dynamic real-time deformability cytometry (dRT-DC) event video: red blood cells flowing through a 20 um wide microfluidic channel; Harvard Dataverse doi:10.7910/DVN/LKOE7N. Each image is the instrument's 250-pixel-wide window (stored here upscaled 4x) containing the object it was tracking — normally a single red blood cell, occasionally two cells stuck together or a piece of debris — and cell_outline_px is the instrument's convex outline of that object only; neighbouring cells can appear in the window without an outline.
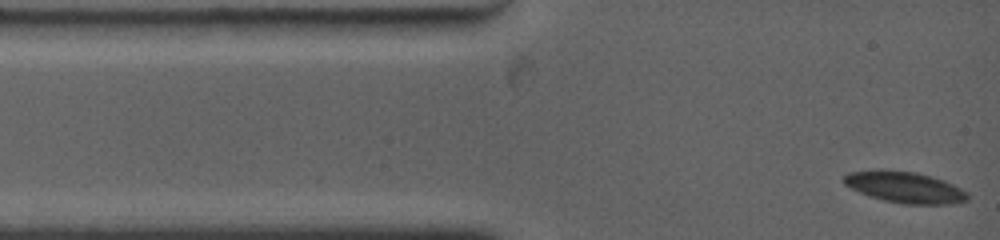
{"species": "common noctule bat (a hibernating species)", "species_latin": "Nyctalus noctula", "temperature_condition": "warm", "stored_images_in_passage": 57, "camera_frame_rate_fps": 4500, "um_per_image_px": 0.085, "animal": {"sex": "female", "body_mass_g": 19.0, "forearm_length_mm": 53.3}, "frame": {"image": 1, "passage_image": 1, "time_ms": 0.0, "image_size_px": [1000, 240], "cell_outline_px": [[968, 200], [952, 204], [904, 204], [884, 200], [868, 196], [844, 184], [844, 176], [848, 172], [880, 168], [916, 172], [932, 176], [944, 180], [968, 192]], "centroid_in_image_um": [76.9, 15.9], "position_along_channel_um": 8.1, "area_um2": 22.77}}
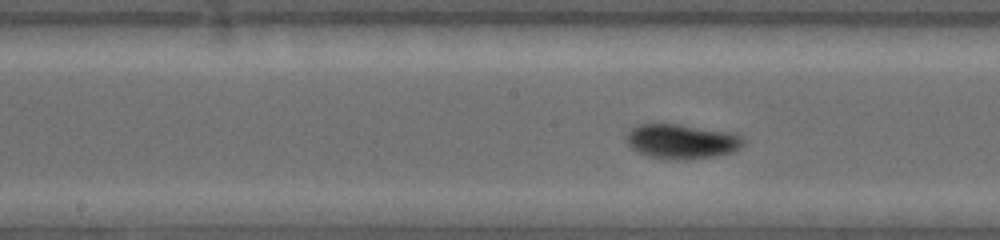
{"frame": {"image": 2, "passage_image": 24, "time_ms": 6.0, "image_size_px": [1000, 240], "cell_outline_px": [[744, 144], [740, 148], [732, 152], [716, 156], [692, 160], [676, 160], [648, 156], [632, 148], [628, 144], [628, 132], [632, 128], [640, 124], [680, 124], [728, 132], [740, 136], [744, 140]], "centroid_in_image_um": [57.97, 12.03], "position_along_channel_um": 190.2, "area_um2": 23.47}}
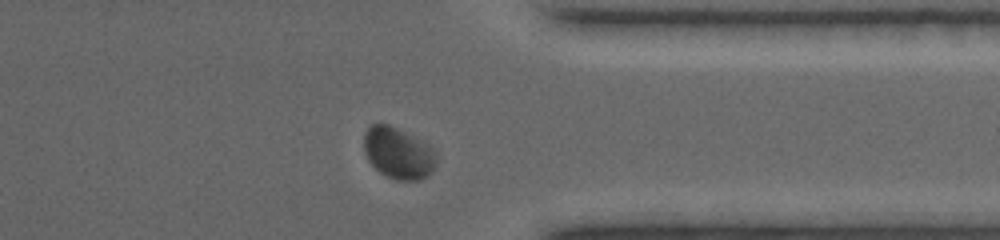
{"frame": {"image": 3, "passage_image": 49, "time_ms": 11.111, "image_size_px": [1000, 240], "cell_outline_px": [[436, 164], [432, 172], [428, 176], [416, 180], [396, 180], [380, 172], [368, 160], [364, 152], [364, 132], [372, 124], [388, 124], [428, 144], [436, 152]], "centroid_in_image_um": [33.85, 13.02], "position_along_channel_um": 377.5, "area_um2": 21.56}, "authors_computed_cell_mechanics": {"area_um2": 22.253, "velocity_mm_per_s": 3.7537, "shape_relaxation_time_tau1_ms": 3.1335, "shape_relaxation_time_tau2_ms": null, "deformation_change_tau1": 0.1137, "deformation_change_tau2": null}}